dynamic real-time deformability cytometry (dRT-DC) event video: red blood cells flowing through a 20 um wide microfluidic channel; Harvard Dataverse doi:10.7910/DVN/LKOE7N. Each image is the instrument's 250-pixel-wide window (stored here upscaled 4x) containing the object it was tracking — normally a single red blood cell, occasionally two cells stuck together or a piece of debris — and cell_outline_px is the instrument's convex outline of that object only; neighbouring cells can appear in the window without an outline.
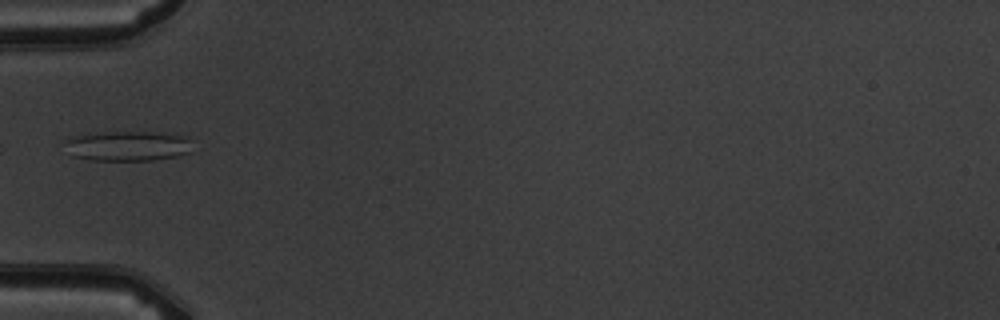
{"species": "common noctule bat (a hibernating species)", "species_latin": "Nyctalus noctula", "temperature_condition": "warm", "stored_images_in_passage": 6, "camera_frame_rate_fps": 3000, "um_per_image_px": 0.085, "animal": {"sex": "male", "body_mass_g": 19.5, "forearm_length_mm": 54.6}, "frame": {"image": 1, "passage_image": 5, "time_ms": 4.667, "image_size_px": [1000, 320], "cell_outline_px": [[188, 152], [176, 156], [152, 160], [92, 160], [72, 156], [64, 140], [72, 136], [104, 132], [152, 132], [188, 136]], "centroid_in_image_um": [10.81, 12.4], "position_along_channel_um": 74.2, "area_um2": 21.91}}
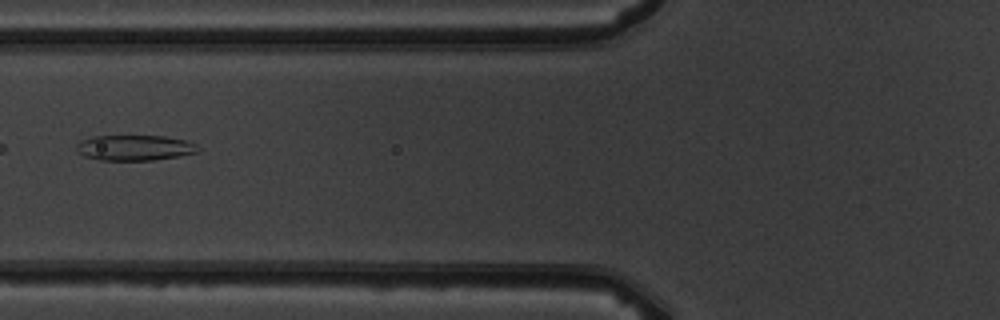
{"frame": {"image": 2, "passage_image": 6, "time_ms": 5.667, "image_size_px": [1000, 320], "cell_outline_px": [[200, 152], [180, 156], [152, 160], [100, 160], [84, 156], [76, 152], [76, 144], [80, 140], [92, 136], [164, 136], [188, 140], [196, 144], [200, 148]], "centroid_in_image_um": [11.46, 12.55], "position_along_channel_um": 114.3, "area_um2": 18.32}}